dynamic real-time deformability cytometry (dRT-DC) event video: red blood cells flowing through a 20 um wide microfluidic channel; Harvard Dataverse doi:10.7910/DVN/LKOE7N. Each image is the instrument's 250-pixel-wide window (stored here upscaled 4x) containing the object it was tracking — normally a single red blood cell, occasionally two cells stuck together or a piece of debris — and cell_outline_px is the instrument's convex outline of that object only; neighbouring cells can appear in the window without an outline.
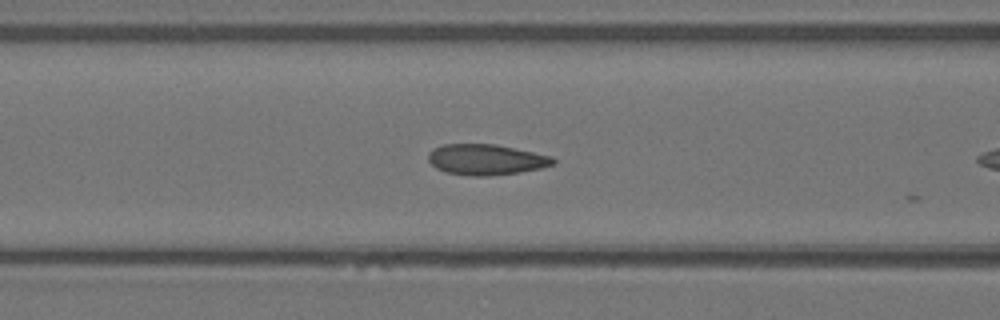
{"species": "Egyptian fruit bat (a non-hibernating species)", "species_latin": "Rousettus aegyptiacus", "temperature_condition": "warm", "stored_images_in_passage": 6, "camera_frame_rate_fps": 3000, "um_per_image_px": 0.085, "animal": {"sex": "female"}, "frame": {"image": 1, "passage_image": 5, "time_ms": 1.333, "image_size_px": [1000, 320], "cell_outline_px": [[556, 164], [540, 168], [520, 172], [488, 176], [472, 176], [444, 172], [436, 168], [428, 160], [428, 152], [432, 148], [444, 144], [496, 144], [552, 156], [556, 160]], "centroid_in_image_um": [41.3, 13.56], "position_along_channel_um": 125.3, "area_um2": 22.48}}